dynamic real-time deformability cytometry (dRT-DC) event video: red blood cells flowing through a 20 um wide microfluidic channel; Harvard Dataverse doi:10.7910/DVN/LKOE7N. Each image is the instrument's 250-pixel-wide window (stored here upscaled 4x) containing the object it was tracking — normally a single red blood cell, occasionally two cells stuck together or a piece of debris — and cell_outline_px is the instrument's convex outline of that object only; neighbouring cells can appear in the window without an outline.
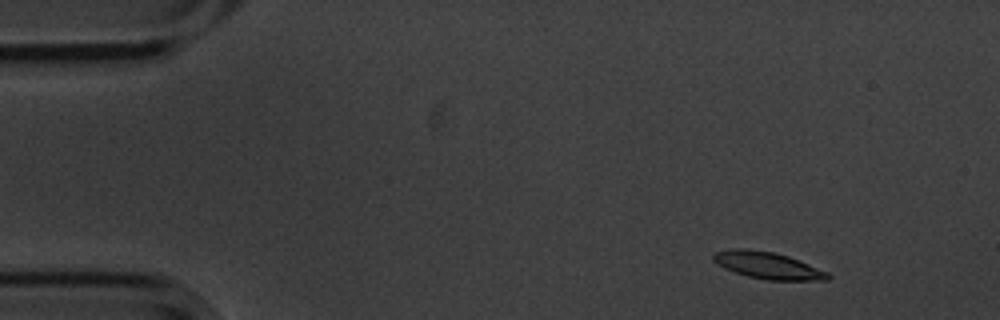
{"species": "common noctule bat (a hibernating species)", "species_latin": "Nyctalus noctula", "temperature_condition": "cold", "stored_images_in_passage": 27, "camera_frame_rate_fps": 3000, "um_per_image_px": 0.085, "animal": {"sex": "male", "body_mass_g": 20.1, "forearm_length_mm": 53.5}, "frame": {"image": 1, "passage_image": 1, "time_ms": 0.0, "image_size_px": [1000, 320], "cell_outline_px": [[832, 276], [828, 280], [768, 280], [748, 276], [724, 268], [712, 260], [712, 256], [716, 252], [732, 248], [748, 248], [776, 252], [788, 256], [828, 272]], "centroid_in_image_um": [65.25, 22.55], "position_along_channel_um": 19.7, "area_um2": 17.92}}
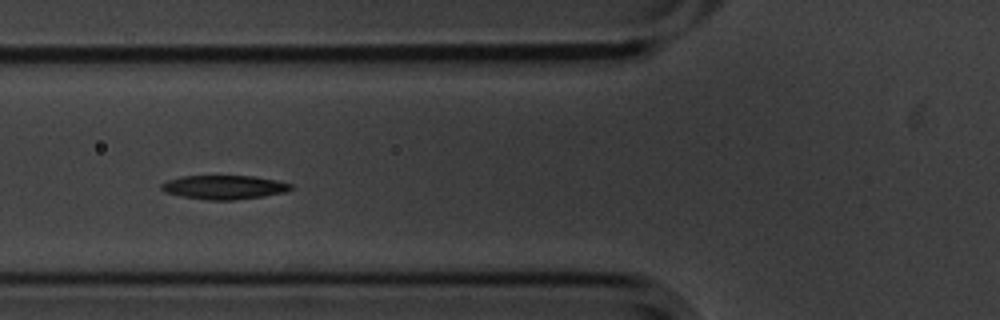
{"frame": {"image": 2, "passage_image": 16, "time_ms": 5.0, "image_size_px": [1000, 320], "cell_outline_px": [[292, 188], [288, 192], [264, 196], [236, 200], [208, 200], [180, 196], [164, 192], [160, 188], [160, 184], [168, 180], [180, 176], [252, 176], [276, 180], [292, 184]], "centroid_in_image_um": [19.04, 15.92], "position_along_channel_um": 106.8, "area_um2": 18.21}}
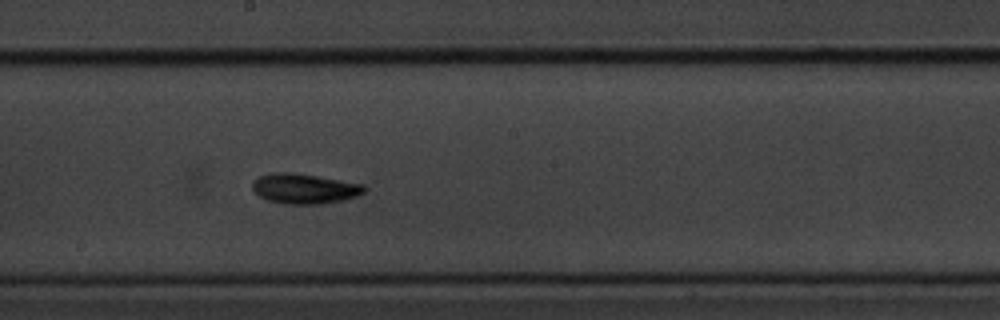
{"frame": {"image": 3, "passage_image": 26, "time_ms": 8.333, "image_size_px": [1000, 320], "cell_outline_px": [[364, 192], [356, 196], [344, 200], [324, 204], [284, 204], [268, 200], [260, 196], [252, 188], [252, 184], [260, 176], [272, 172], [288, 172], [316, 176], [364, 184]], "centroid_in_image_um": [25.88, 16.04], "position_along_channel_um": 222.3, "area_um2": 19.42}}